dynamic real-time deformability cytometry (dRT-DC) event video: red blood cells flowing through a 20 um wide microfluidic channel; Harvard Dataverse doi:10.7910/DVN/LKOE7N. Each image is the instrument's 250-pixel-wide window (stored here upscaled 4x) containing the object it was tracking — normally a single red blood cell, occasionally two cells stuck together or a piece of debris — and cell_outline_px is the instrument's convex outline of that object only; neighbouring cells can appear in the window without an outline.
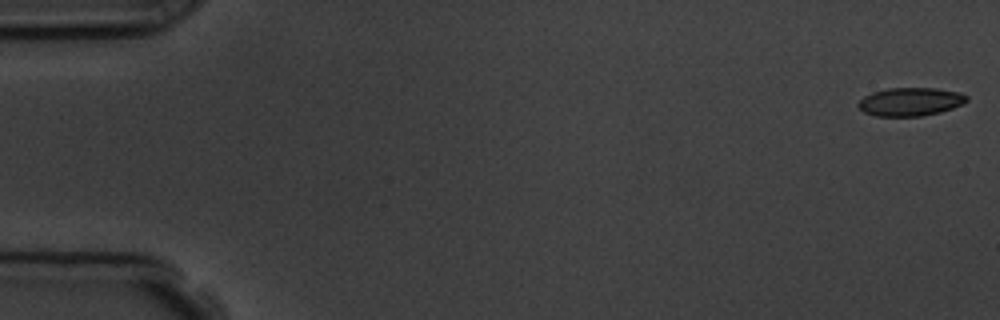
{"species": "common noctule bat (a hibernating species)", "species_latin": "Nyctalus noctula", "temperature_condition": "room temperature", "stored_images_in_passage": 10, "camera_frame_rate_fps": 3000, "um_per_image_px": 0.085, "animal": {"sex": "male", "body_mass_g": 19.5, "forearm_length_mm": 54.6}, "frame": {"image": 1, "passage_image": 1, "time_ms": 0.0, "image_size_px": [1000, 320], "cell_outline_px": [[968, 100], [964, 104], [940, 112], [920, 116], [876, 116], [864, 112], [856, 104], [864, 96], [872, 92], [888, 88], [936, 88], [960, 92], [968, 96]], "centroid_in_image_um": [77.39, 8.64], "position_along_channel_um": 7.6, "area_um2": 17.98}}
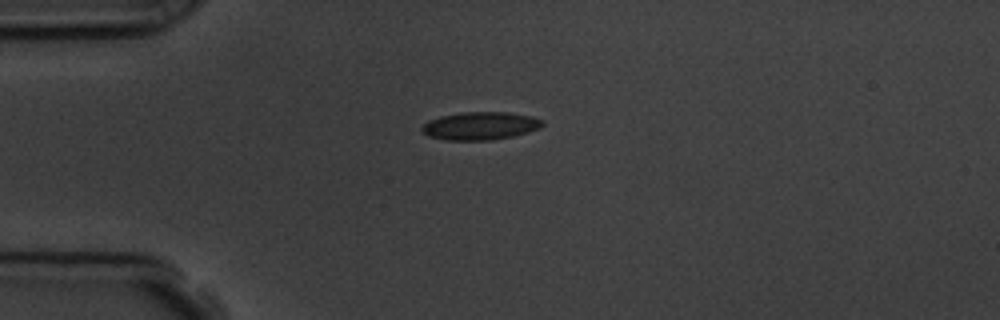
{"frame": {"image": 2, "passage_image": 5, "time_ms": 4.333, "image_size_px": [1000, 320], "cell_outline_px": [[544, 124], [540, 128], [528, 132], [512, 136], [488, 140], [448, 140], [428, 136], [420, 128], [428, 120], [440, 116], [460, 112], [508, 112], [532, 116], [544, 120]], "centroid_in_image_um": [40.83, 10.68], "position_along_channel_um": 44.2, "area_um2": 19.65}}